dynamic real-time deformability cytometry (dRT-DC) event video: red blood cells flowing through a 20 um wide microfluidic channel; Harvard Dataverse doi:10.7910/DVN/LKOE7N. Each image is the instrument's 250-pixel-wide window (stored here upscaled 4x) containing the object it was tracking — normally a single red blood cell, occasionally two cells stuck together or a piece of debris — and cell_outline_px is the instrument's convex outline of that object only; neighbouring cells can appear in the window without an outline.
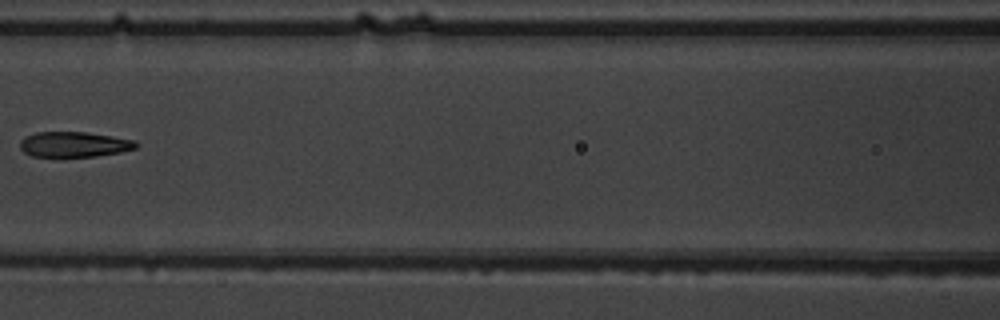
{"species": "common noctule bat (a hibernating species)", "species_latin": "Nyctalus noctula", "temperature_condition": "warm", "stored_images_in_passage": 7, "camera_frame_rate_fps": 3000, "um_per_image_px": 0.085, "animal": {"sex": "male", "body_mass_g": 19.5, "forearm_length_mm": 54.6}, "frame": {"image": 1, "passage_image": 6, "time_ms": 6.0, "image_size_px": [1000, 320], "cell_outline_px": [[140, 144], [136, 148], [120, 152], [96, 156], [32, 156], [24, 152], [20, 148], [20, 140], [36, 132], [88, 132], [112, 136], [132, 140]], "centroid_in_image_um": [6.31, 12.27], "position_along_channel_um": 160.3, "area_um2": 16.94}}
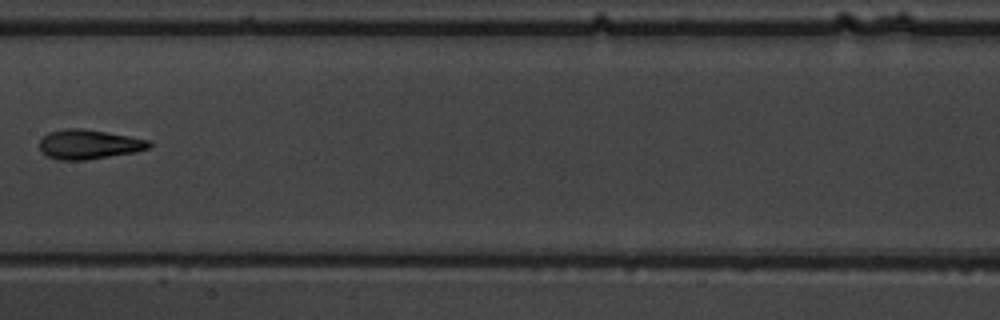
{"frame": {"image": 2, "passage_image": 7, "time_ms": 7.0, "image_size_px": [1000, 320], "cell_outline_px": [[152, 144], [148, 148], [136, 152], [88, 160], [60, 160], [48, 156], [40, 152], [40, 140], [48, 132], [64, 128], [84, 128], [128, 136], [148, 140]], "centroid_in_image_um": [7.53, 12.27], "position_along_channel_um": 199.9, "area_um2": 18.9}}